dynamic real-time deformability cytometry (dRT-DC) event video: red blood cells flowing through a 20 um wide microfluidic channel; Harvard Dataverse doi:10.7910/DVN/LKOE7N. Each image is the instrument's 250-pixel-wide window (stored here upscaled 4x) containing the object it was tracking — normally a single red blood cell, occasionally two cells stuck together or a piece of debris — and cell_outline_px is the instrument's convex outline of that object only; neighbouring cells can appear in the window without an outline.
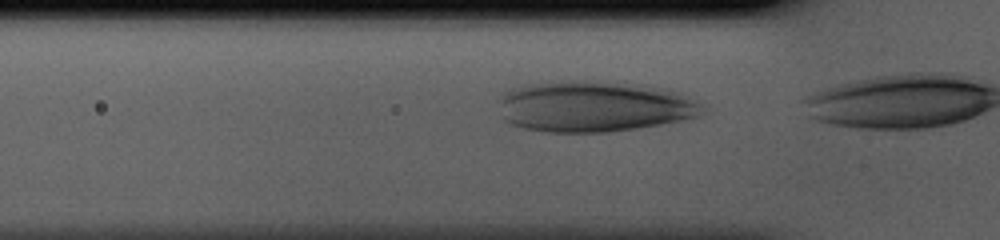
{"species": "human", "species_latin": "Homo sapiens", "temperature_condition": "cold", "stored_images_in_passage": 10, "camera_frame_rate_fps": 3000, "um_per_image_px": 0.085, "donor": {"sex": "male"}, "frame": {"image": 1, "passage_image": 9, "time_ms": 2.667, "image_size_px": [1000, 240], "cell_outline_px": [[704, 112], [696, 116], [680, 120], [660, 124], [636, 128], [608, 132], [548, 132], [524, 128], [508, 124], [504, 120], [500, 100], [500, 96], [504, 92], [512, 88], [524, 84], [552, 80], [604, 80], [644, 84], [664, 88], [676, 92], [700, 104], [704, 108]], "centroid_in_image_um": [50.44, 9.02], "position_along_channel_um": 75.4, "area_um2": 61.04}}